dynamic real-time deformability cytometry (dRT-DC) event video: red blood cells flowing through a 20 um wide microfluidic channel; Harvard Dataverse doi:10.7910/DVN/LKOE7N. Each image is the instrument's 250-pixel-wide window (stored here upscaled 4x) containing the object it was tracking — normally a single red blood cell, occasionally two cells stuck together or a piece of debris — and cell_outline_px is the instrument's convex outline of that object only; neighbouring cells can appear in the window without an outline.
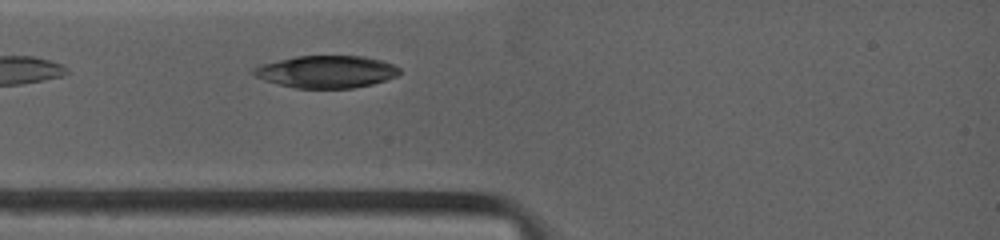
{"species": "common noctule bat (a hibernating species)", "species_latin": "Nyctalus noctula", "temperature_condition": "warm", "stored_images_in_passage": 22, "camera_frame_rate_fps": 4500, "um_per_image_px": 0.085, "animal": {"sex": "female", "body_mass_g": 19.0, "forearm_length_mm": 53.3}, "frame": {"image": 1, "passage_image": 1, "time_ms": 0.0, "image_size_px": [1000, 240], "cell_outline_px": [[400, 72], [396, 76], [372, 84], [352, 88], [296, 88], [264, 80], [256, 76], [252, 72], [252, 68], [260, 64], [296, 56], [364, 56], [380, 60], [392, 64], [400, 68]], "centroid_in_image_um": [27.72, 6.09], "position_along_channel_um": 57.3, "area_um2": 27.28}}
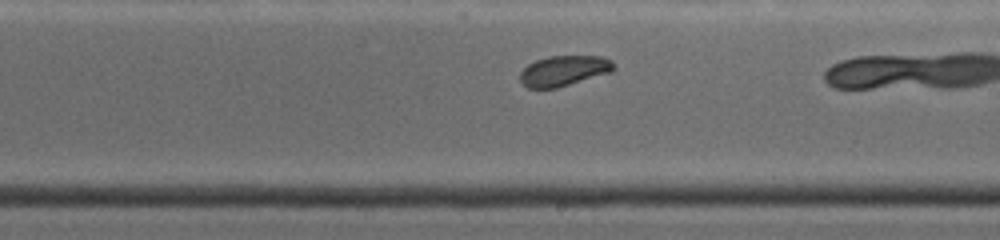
{"frame": {"image": 2, "passage_image": 13, "time_ms": 4.0, "image_size_px": [1000, 240], "cell_outline_px": [[616, 68], [612, 72], [556, 88], [528, 88], [520, 80], [520, 72], [528, 64], [536, 60], [548, 56], [600, 56], [612, 60], [616, 64]], "centroid_in_image_um": [47.96, 6.0], "position_along_channel_um": 241.0, "area_um2": 16.65}}